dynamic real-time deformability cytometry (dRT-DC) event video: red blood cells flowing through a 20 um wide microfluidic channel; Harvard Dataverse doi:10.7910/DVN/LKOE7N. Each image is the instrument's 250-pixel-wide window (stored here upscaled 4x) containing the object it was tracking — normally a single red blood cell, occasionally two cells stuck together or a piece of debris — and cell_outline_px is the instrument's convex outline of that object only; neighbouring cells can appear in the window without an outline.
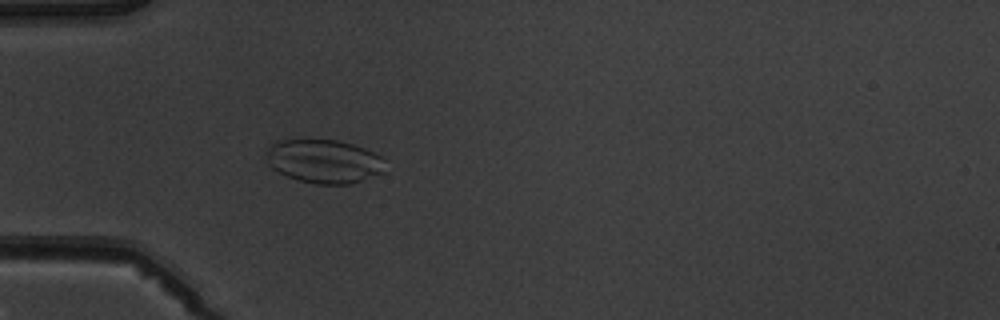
{"species": "common noctule bat (a hibernating species)", "species_latin": "Nyctalus noctula", "temperature_condition": "warm", "stored_images_in_passage": 4, "camera_frame_rate_fps": 3000, "um_per_image_px": 0.085, "animal": {"sex": "male", "body_mass_g": 19.5, "forearm_length_mm": 54.6}, "frame": {"image": 1, "passage_image": 4, "time_ms": 4.333, "image_size_px": [1000, 320], "cell_outline_px": [[384, 172], [348, 184], [316, 184], [300, 180], [288, 176], [272, 168], [268, 164], [264, 156], [264, 152], [268, 144], [276, 140], [336, 140], [352, 144], [364, 148], [384, 156]], "centroid_in_image_um": [27.49, 13.69], "position_along_channel_um": 57.5, "area_um2": 30.4}}